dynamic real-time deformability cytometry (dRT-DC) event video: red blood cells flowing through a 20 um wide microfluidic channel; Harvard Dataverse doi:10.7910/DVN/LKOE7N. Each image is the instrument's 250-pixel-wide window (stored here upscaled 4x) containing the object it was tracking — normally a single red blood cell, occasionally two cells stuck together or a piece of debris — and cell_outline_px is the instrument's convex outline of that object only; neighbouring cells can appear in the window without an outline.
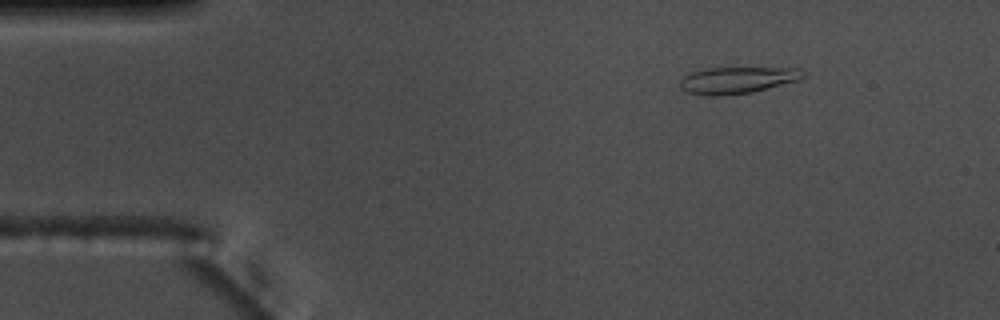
{"species": "common noctule bat (a hibernating species)", "species_latin": "Nyctalus noctula", "temperature_condition": "warm", "stored_images_in_passage": 48, "camera_frame_rate_fps": 3000, "um_per_image_px": 0.085, "animal": {"sex": "male", "body_mass_g": 17.5, "forearm_length_mm": 52.3}, "frame": {"image": 1, "passage_image": 1, "time_ms": 0.0, "image_size_px": [1000, 320], "cell_outline_px": [[804, 76], [800, 80], [752, 92], [720, 96], [708, 96], [688, 92], [680, 88], [680, 80], [688, 72], [700, 68], [800, 68], [804, 72]], "centroid_in_image_um": [62.63, 6.8], "position_along_channel_um": 22.4, "area_um2": 19.31}}
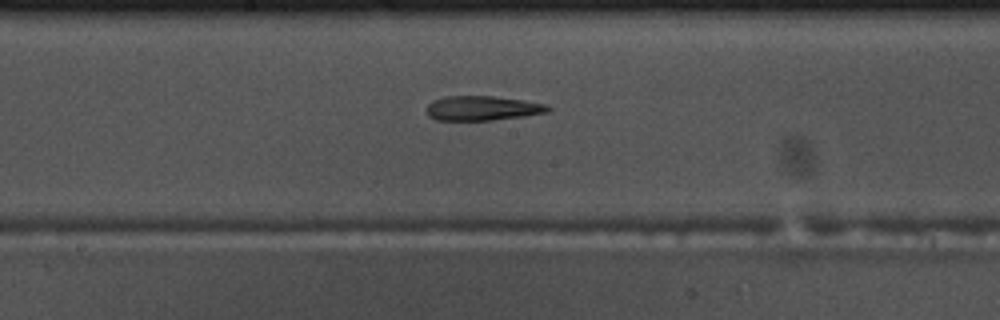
{"frame": {"image": 2, "passage_image": 22, "time_ms": 7.0, "image_size_px": [1000, 320], "cell_outline_px": [[552, 108], [548, 112], [524, 116], [492, 120], [436, 120], [428, 116], [428, 104], [432, 100], [444, 96], [496, 96], [524, 100], [548, 104]], "centroid_in_image_um": [41.03, 9.19], "position_along_channel_um": 207.2, "area_um2": 17.51}}
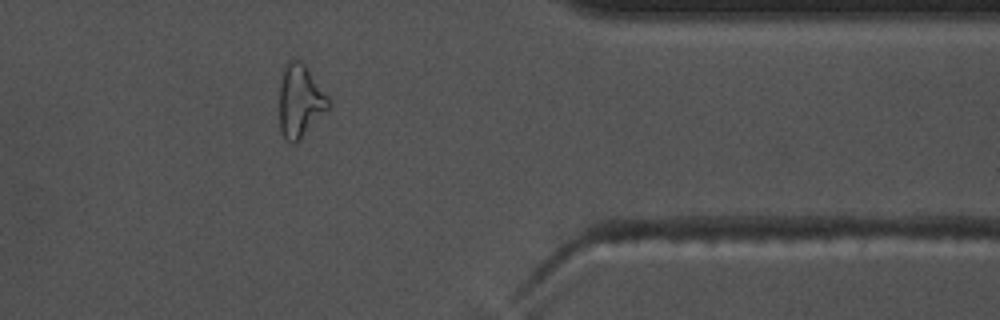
{"frame": {"image": 3, "passage_image": 38, "time_ms": 12.333, "image_size_px": [1000, 320], "cell_outline_px": [[332, 104], [300, 140], [292, 144], [280, 132], [280, 84], [284, 64], [288, 60], [296, 56], [308, 68], [332, 100]], "centroid_in_image_um": [25.53, 8.53], "position_along_channel_um": 385.9, "area_um2": 21.15}, "authors_computed_cell_mechanics": {"area_um2": 18.785, "velocity_mm_per_s": 3.6879, "shape_relaxation_time_tau1_ms": null, "shape_relaxation_time_tau2_ms": 9.2692, "deformation_change_tau1": null, "deformation_change_tau2": 0.2504}}